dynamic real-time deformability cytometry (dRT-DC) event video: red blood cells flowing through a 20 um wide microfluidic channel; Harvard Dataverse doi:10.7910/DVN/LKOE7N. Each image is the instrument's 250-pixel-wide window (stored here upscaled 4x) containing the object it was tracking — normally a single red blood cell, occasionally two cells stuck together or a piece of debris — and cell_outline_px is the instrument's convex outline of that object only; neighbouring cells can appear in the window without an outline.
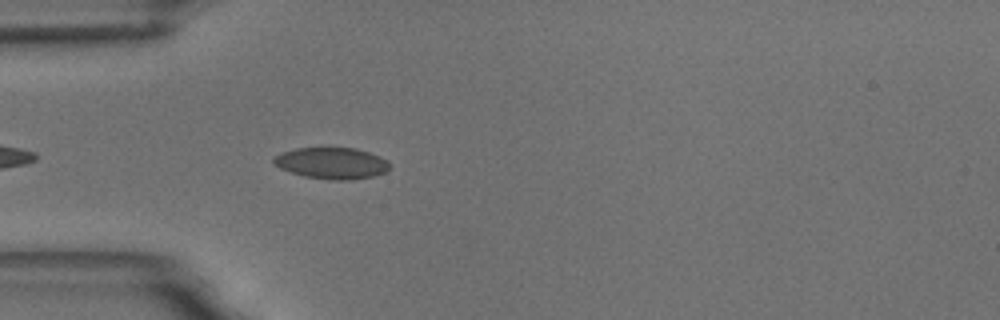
{"species": "common noctule bat (a hibernating species)", "species_latin": "Nyctalus noctula", "temperature_condition": "room temperature", "stored_images_in_passage": 11, "camera_frame_rate_fps": 3000, "um_per_image_px": 0.085, "animal": {"sex": "male", "body_mass_g": 18.8}, "frame": {"image": 1, "passage_image": 4, "time_ms": 1.0, "image_size_px": [1000, 320], "cell_outline_px": [[388, 168], [384, 172], [372, 176], [352, 180], [328, 180], [304, 176], [280, 168], [272, 164], [272, 160], [276, 156], [284, 152], [296, 148], [356, 148], [380, 156], [388, 160]], "centroid_in_image_um": [28.19, 13.87], "position_along_channel_um": 56.8, "area_um2": 21.1}}